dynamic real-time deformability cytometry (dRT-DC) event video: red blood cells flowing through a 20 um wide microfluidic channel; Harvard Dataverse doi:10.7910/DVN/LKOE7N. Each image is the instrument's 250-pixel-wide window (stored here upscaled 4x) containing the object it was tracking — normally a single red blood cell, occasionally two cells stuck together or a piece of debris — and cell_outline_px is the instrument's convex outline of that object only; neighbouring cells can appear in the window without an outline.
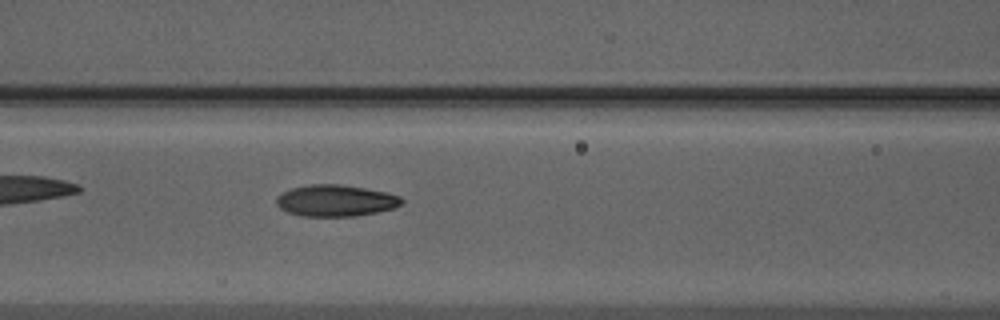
{"species": "Egyptian fruit bat (a non-hibernating species)", "species_latin": "Rousettus aegyptiacus", "temperature_condition": "warm", "stored_images_in_passage": 32, "camera_frame_rate_fps": 3000, "um_per_image_px": 0.085, "animal": {"sex": "male"}, "frame": {"image": 1, "passage_image": 6, "time_ms": 1.667, "image_size_px": [1000, 320], "cell_outline_px": [[404, 204], [392, 208], [376, 212], [352, 216], [300, 216], [288, 212], [280, 208], [276, 204], [276, 196], [292, 188], [312, 184], [340, 184], [388, 192], [400, 196], [404, 200]], "centroid_in_image_um": [28.54, 17.05], "position_along_channel_um": 138.1, "area_um2": 23.0}}
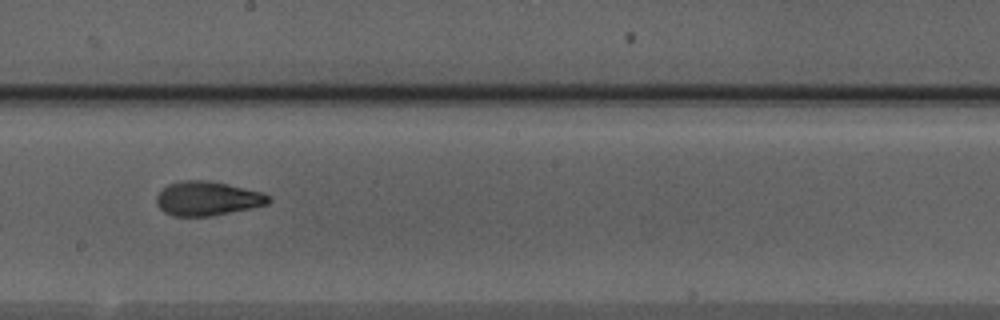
{"frame": {"image": 2, "passage_image": 13, "time_ms": 4.0, "image_size_px": [1000, 320], "cell_outline_px": [[272, 200], [268, 204], [252, 208], [212, 216], [172, 216], [164, 212], [156, 204], [156, 196], [168, 184], [180, 180], [208, 180], [264, 192], [272, 196]], "centroid_in_image_um": [17.66, 16.87], "position_along_channel_um": 230.5, "area_um2": 22.6}}
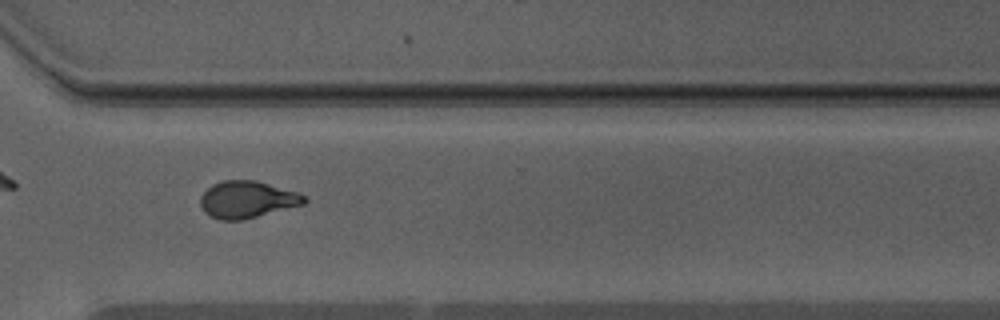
{"frame": {"image": 3, "passage_image": 22, "time_ms": 7.0, "image_size_px": [1000, 320], "cell_outline_px": [[308, 200], [304, 204], [244, 220], [220, 220], [204, 212], [200, 204], [200, 196], [212, 184], [224, 180], [256, 180], [296, 192], [304, 196]], "centroid_in_image_um": [20.99, 16.96], "position_along_channel_um": 349.6, "area_um2": 22.31}}